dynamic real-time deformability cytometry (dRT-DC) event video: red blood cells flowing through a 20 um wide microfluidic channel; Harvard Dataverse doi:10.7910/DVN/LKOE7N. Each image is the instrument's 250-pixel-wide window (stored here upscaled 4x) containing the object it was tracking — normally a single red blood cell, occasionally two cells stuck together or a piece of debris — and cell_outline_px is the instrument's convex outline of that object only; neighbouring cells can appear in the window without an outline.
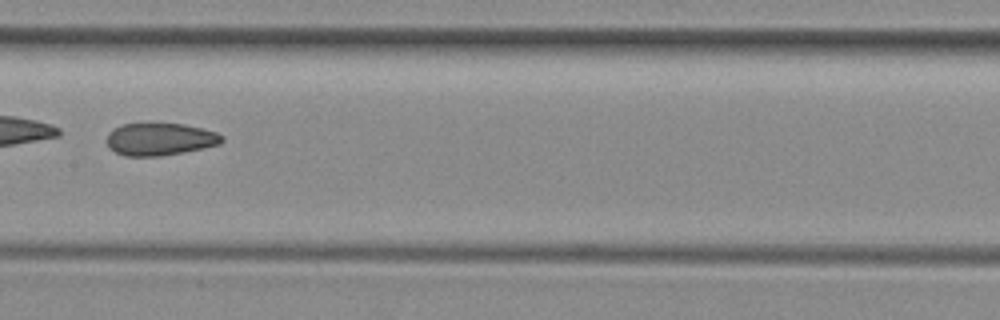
{"species": "common noctule bat (a hibernating species)", "species_latin": "Nyctalus noctula", "temperature_condition": "room temperature", "stored_images_in_passage": 34, "camera_frame_rate_fps": 3000, "um_per_image_px": 0.085, "animal": {"sex": "female", "body_mass_g": 29.2, "forearm_length_mm": 56.3}, "frame": {"image": 1, "passage_image": 10, "time_ms": 3.0, "image_size_px": [1000, 320], "cell_outline_px": [[224, 140], [220, 144], [204, 148], [184, 152], [160, 156], [124, 156], [108, 148], [108, 132], [124, 124], [184, 124], [216, 132], [224, 136]], "centroid_in_image_um": [13.62, 11.85], "position_along_channel_um": 193.8, "area_um2": 21.62}}